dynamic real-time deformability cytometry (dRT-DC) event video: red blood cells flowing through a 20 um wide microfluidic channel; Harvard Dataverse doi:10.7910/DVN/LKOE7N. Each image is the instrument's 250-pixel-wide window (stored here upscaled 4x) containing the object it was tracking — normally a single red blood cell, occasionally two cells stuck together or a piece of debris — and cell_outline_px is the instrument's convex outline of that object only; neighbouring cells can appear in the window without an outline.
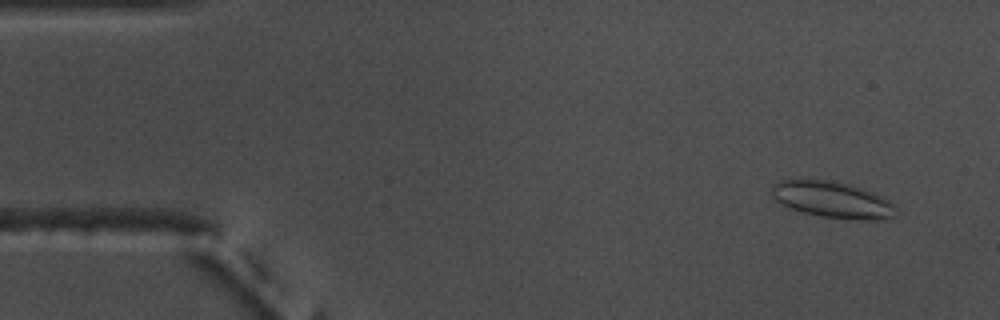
{"species": "common noctule bat (a hibernating species)", "species_latin": "Nyctalus noctula", "temperature_condition": "warm", "stored_images_in_passage": 4, "camera_frame_rate_fps": 3000, "um_per_image_px": 0.085, "animal": {"sex": "male", "body_mass_g": 17.5, "forearm_length_mm": 52.3}, "frame": {"image": 1, "passage_image": 1, "time_ms": 0.0, "image_size_px": [1000, 320], "cell_outline_px": [[900, 212], [896, 216], [876, 220], [864, 220], [820, 216], [804, 212], [780, 204], [772, 196], [772, 188], [780, 180], [828, 180], [848, 184], [884, 196], [900, 208]], "centroid_in_image_um": [70.86, 16.99], "position_along_channel_um": 14.1, "area_um2": 26.3}}